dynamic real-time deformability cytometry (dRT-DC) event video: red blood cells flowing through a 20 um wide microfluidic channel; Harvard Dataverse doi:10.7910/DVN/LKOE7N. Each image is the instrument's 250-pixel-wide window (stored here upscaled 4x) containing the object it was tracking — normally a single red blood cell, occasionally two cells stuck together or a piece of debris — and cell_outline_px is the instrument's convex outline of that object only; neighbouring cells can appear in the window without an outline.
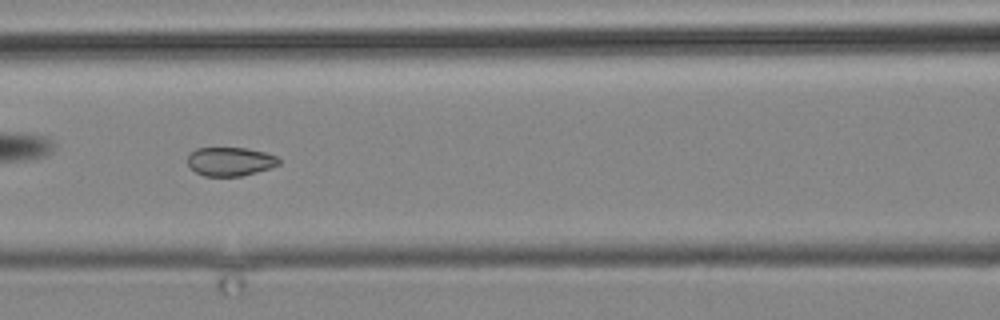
{"species": "common noctule bat (a hibernating species)", "species_latin": "Nyctalus noctula", "temperature_condition": "cold", "stored_images_in_passage": 11, "camera_frame_rate_fps": 3000, "um_per_image_px": 0.085, "animal": {"sex": "male", "body_mass_g": 19.2, "forearm_length_mm": 51.8}, "frame": {"image": 1, "passage_image": 11, "time_ms": 12.667, "image_size_px": [1000, 320], "cell_outline_px": [[280, 164], [256, 172], [240, 176], [204, 176], [196, 172], [188, 164], [188, 156], [196, 148], [244, 148], [264, 152], [276, 156], [280, 160]], "centroid_in_image_um": [19.56, 13.73], "position_along_channel_um": 147.0, "area_um2": 15.09}}